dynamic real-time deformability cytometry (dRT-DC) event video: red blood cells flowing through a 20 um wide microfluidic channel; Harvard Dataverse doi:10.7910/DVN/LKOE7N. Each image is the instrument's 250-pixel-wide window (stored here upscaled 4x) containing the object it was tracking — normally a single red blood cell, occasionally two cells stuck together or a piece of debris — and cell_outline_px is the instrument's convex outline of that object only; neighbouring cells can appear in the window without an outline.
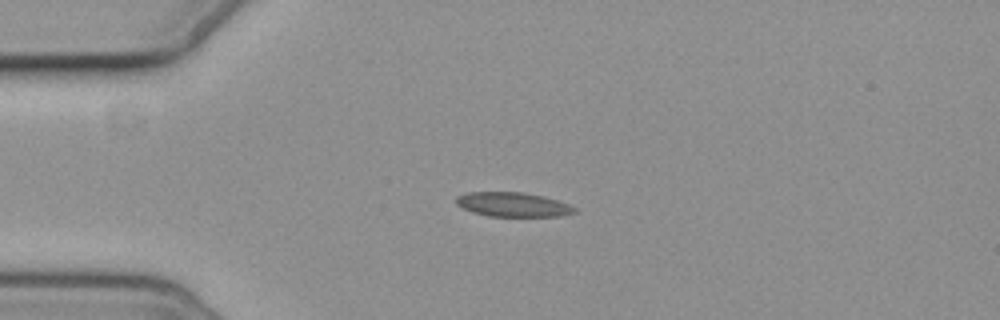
{"species": "common noctule bat (a hibernating species)", "species_latin": "Nyctalus noctula", "temperature_condition": "cold", "stored_images_in_passage": 5, "camera_frame_rate_fps": 3000, "um_per_image_px": 0.085, "animal": {"sex": "female", "body_mass_g": 19.3, "forearm_length_mm": 54.1}, "frame": {"image": 1, "passage_image": 4, "time_ms": 3.667, "image_size_px": [1000, 320], "cell_outline_px": [[576, 212], [560, 216], [488, 216], [472, 212], [456, 204], [456, 196], [468, 192], [524, 192], [544, 196], [568, 204], [576, 208]], "centroid_in_image_um": [43.58, 17.38], "position_along_channel_um": 41.4, "area_um2": 16.76}}